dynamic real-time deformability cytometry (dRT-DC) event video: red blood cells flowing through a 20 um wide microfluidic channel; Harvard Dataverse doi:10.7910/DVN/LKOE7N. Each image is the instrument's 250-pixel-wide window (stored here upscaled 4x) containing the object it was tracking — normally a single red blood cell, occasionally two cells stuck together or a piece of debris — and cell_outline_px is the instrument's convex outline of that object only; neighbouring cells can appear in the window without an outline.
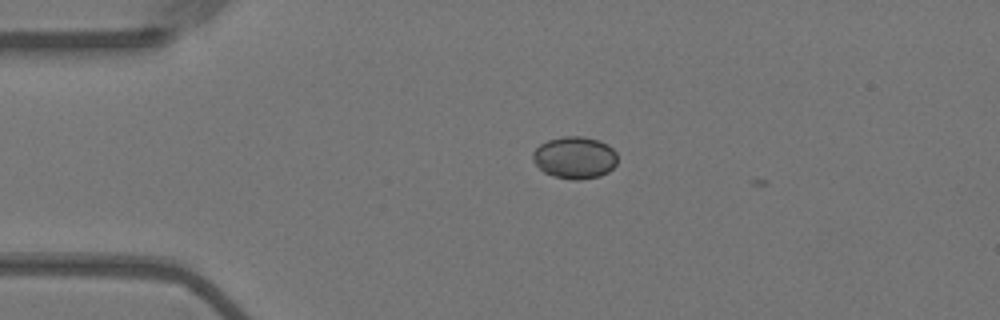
{"species": "Egyptian fruit bat (a non-hibernating species)", "species_latin": "Rousettus aegyptiacus", "temperature_condition": "warm", "stored_images_in_passage": 2, "camera_frame_rate_fps": 3000, "um_per_image_px": 0.085, "animal": {"sex": "female"}, "frame": {"image": 1, "passage_image": 1, "time_ms": 0.0, "image_size_px": [1000, 320], "cell_outline_px": [[616, 164], [608, 172], [600, 176], [580, 180], [576, 180], [552, 176], [544, 172], [532, 160], [532, 152], [540, 144], [548, 140], [564, 136], [584, 136], [608, 144], [616, 152]], "centroid_in_image_um": [48.84, 13.4], "position_along_channel_um": 36.2, "area_um2": 20.81}}